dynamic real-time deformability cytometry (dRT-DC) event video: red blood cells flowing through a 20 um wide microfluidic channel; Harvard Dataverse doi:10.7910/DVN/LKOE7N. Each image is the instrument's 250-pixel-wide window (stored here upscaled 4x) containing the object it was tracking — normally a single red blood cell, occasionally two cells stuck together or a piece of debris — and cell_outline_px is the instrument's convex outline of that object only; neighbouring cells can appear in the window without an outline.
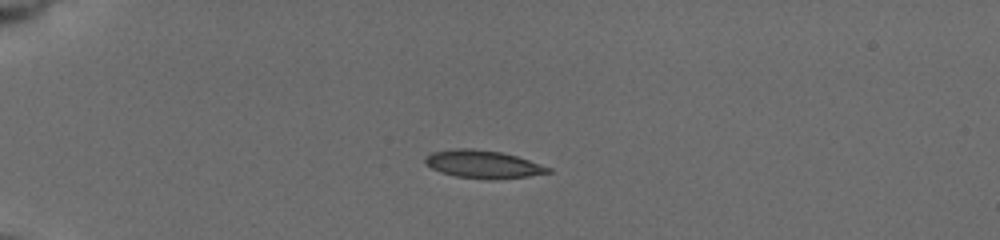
{"species": "common noctule bat (a hibernating species)", "species_latin": "Nyctalus noctula", "temperature_condition": "cold", "stored_images_in_passage": 20, "camera_frame_rate_fps": 3000, "um_per_image_px": 0.085, "animal": {"sex": "female", "body_mass_g": 19.5, "forearm_length_mm": 54.1}, "frame": {"image": 1, "passage_image": 1, "time_ms": 0.0, "image_size_px": [1000, 240], "cell_outline_px": [[552, 172], [528, 176], [456, 176], [440, 172], [424, 164], [424, 160], [432, 152], [452, 148], [472, 148], [500, 152], [516, 156], [552, 168]], "centroid_in_image_um": [41.0, 13.9], "position_along_channel_um": 44.0, "area_um2": 18.9}}
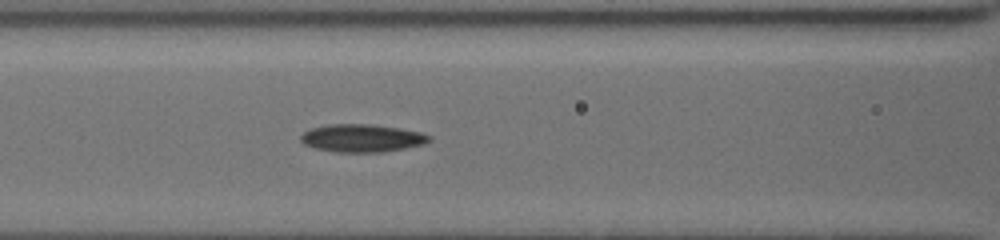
{"frame": {"image": 2, "passage_image": 12, "time_ms": 3.667, "image_size_px": [1000, 240], "cell_outline_px": [[432, 140], [424, 144], [384, 152], [336, 152], [316, 148], [304, 144], [300, 140], [300, 136], [304, 132], [312, 128], [332, 124], [372, 124], [400, 128], [420, 132], [432, 136]], "centroid_in_image_um": [30.8, 11.74], "position_along_channel_um": 135.8, "area_um2": 20.81}}
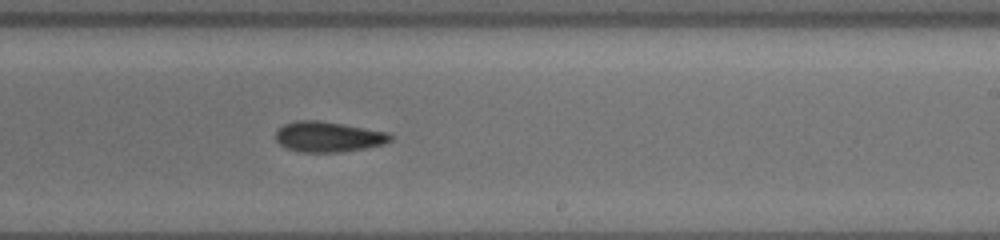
{"frame": {"image": 3, "passage_image": 20, "time_ms": 7.0, "image_size_px": [1000, 240], "cell_outline_px": [[392, 140], [384, 144], [364, 148], [340, 152], [300, 152], [284, 148], [276, 140], [276, 132], [284, 124], [296, 120], [316, 120], [388, 132], [392, 136]], "centroid_in_image_um": [27.88, 11.63], "position_along_channel_um": 261.1, "area_um2": 20.17}}